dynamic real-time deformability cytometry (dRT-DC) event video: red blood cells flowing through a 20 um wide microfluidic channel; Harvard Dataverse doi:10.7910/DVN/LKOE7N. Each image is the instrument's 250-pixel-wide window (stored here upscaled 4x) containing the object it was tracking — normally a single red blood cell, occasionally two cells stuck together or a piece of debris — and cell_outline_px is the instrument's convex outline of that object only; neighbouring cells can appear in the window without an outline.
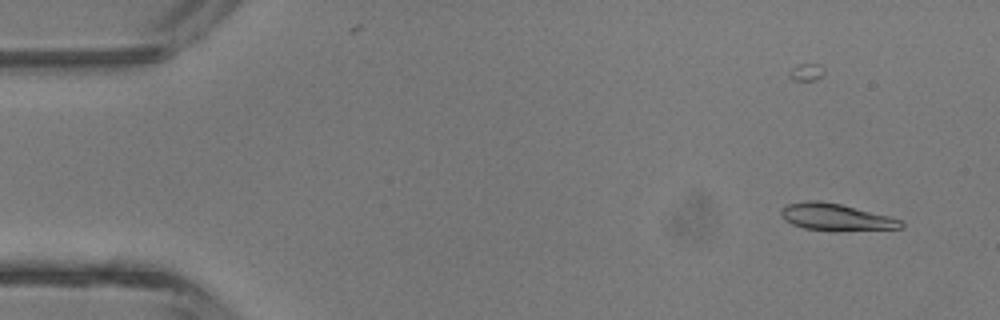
{"species": "common noctule bat (a hibernating species)", "species_latin": "Nyctalus noctula", "temperature_condition": "room temperature", "stored_images_in_passage": 5, "camera_frame_rate_fps": 3000, "um_per_image_px": 0.085, "animal": {"sex": "male", "body_mass_g": 13.3}, "frame": {"image": 1, "passage_image": 2, "time_ms": 1.0, "image_size_px": [1000, 320], "cell_outline_px": [[904, 228], [836, 232], [804, 228], [792, 224], [784, 220], [780, 212], [780, 208], [788, 204], [804, 200], [820, 200], [840, 204], [888, 216], [900, 220], [904, 224]], "centroid_in_image_um": [71.03, 18.47], "position_along_channel_um": 14.0, "area_um2": 19.13}}